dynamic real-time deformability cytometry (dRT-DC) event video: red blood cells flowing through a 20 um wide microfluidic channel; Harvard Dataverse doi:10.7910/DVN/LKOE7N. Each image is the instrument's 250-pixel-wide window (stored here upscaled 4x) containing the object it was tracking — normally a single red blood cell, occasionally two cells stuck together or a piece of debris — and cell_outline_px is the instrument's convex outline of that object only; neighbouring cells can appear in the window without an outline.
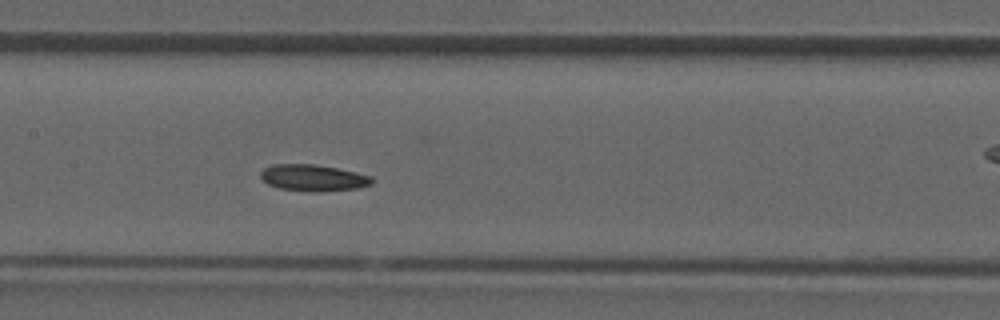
{"species": "common noctule bat (a hibernating species)", "species_latin": "Nyctalus noctula", "temperature_condition": "room temperature", "stored_images_in_passage": 37, "camera_frame_rate_fps": 3000, "um_per_image_px": 0.085, "animal": {"sex": "male", "forearm_length_mm": 52.5}, "frame": {"image": 1, "passage_image": 16, "time_ms": 5.0, "image_size_px": [1000, 320], "cell_outline_px": [[372, 184], [356, 188], [320, 192], [312, 192], [280, 188], [268, 184], [260, 176], [260, 172], [264, 168], [272, 164], [316, 164], [336, 168], [372, 176]], "centroid_in_image_um": [26.6, 15.11], "position_along_channel_um": 180.8, "area_um2": 17.11}}